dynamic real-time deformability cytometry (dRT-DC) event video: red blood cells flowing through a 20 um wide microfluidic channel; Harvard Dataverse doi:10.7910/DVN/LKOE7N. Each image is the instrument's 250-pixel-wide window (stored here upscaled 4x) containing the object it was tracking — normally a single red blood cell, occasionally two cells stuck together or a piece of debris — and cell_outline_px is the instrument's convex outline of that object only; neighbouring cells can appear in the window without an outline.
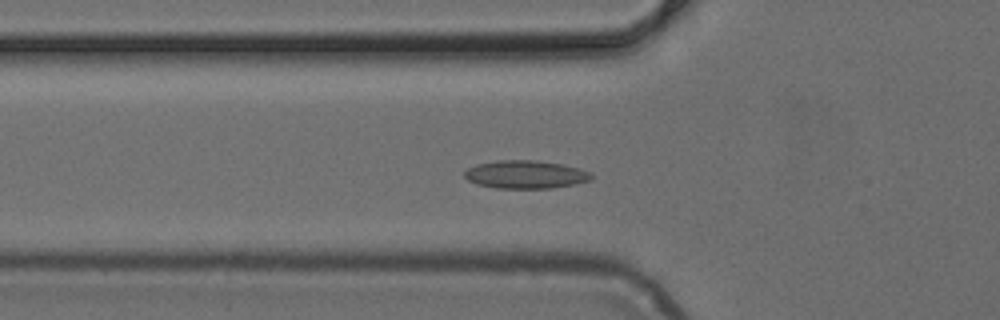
{"species": "common noctule bat (a hibernating species)", "species_latin": "Nyctalus noctula", "temperature_condition": "cold", "stored_images_in_passage": 51, "camera_frame_rate_fps": 3000, "um_per_image_px": 0.085, "animal": {"sex": "female", "body_mass_g": 24.6, "forearm_length_mm": 56.2}, "frame": {"image": 1, "passage_image": 17, "time_ms": 5.333, "image_size_px": [1000, 320], "cell_outline_px": [[592, 180], [576, 184], [552, 188], [496, 188], [476, 184], [468, 180], [464, 176], [464, 172], [468, 168], [476, 164], [496, 160], [536, 160], [564, 164], [580, 168], [592, 172]], "centroid_in_image_um": [44.7, 14.82], "position_along_channel_um": 81.1, "area_um2": 21.04}}
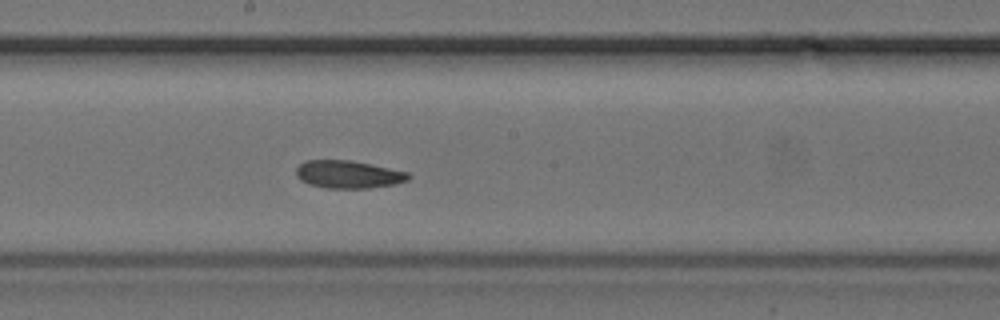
{"frame": {"image": 2, "passage_image": 27, "time_ms": 8.667, "image_size_px": [1000, 320], "cell_outline_px": [[412, 176], [408, 180], [396, 184], [368, 188], [324, 188], [308, 184], [300, 180], [296, 176], [296, 168], [304, 160], [352, 160], [372, 164], [408, 172]], "centroid_in_image_um": [29.6, 14.82], "position_along_channel_um": 218.6, "area_um2": 18.38}}
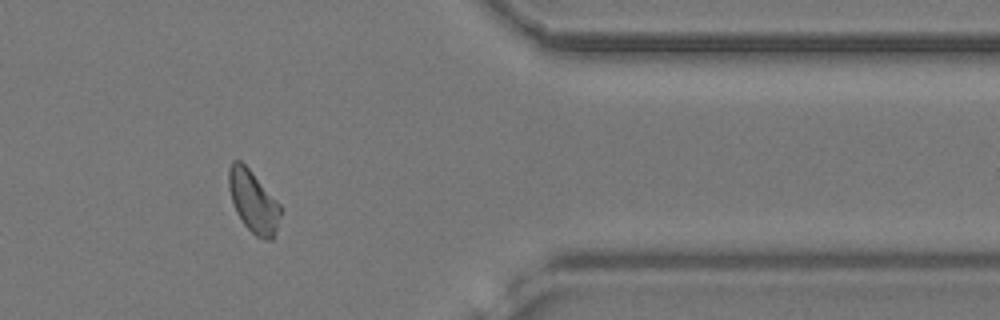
{"frame": {"image": 3, "passage_image": 41, "time_ms": 13.333, "image_size_px": [1000, 320], "cell_outline_px": [[280, 216], [272, 240], [264, 240], [256, 236], [244, 224], [236, 212], [228, 188], [228, 168], [232, 160], [240, 160], [248, 168], [280, 204]], "centroid_in_image_um": [21.5, 17.11], "position_along_channel_um": 389.9, "area_um2": 18.44}}